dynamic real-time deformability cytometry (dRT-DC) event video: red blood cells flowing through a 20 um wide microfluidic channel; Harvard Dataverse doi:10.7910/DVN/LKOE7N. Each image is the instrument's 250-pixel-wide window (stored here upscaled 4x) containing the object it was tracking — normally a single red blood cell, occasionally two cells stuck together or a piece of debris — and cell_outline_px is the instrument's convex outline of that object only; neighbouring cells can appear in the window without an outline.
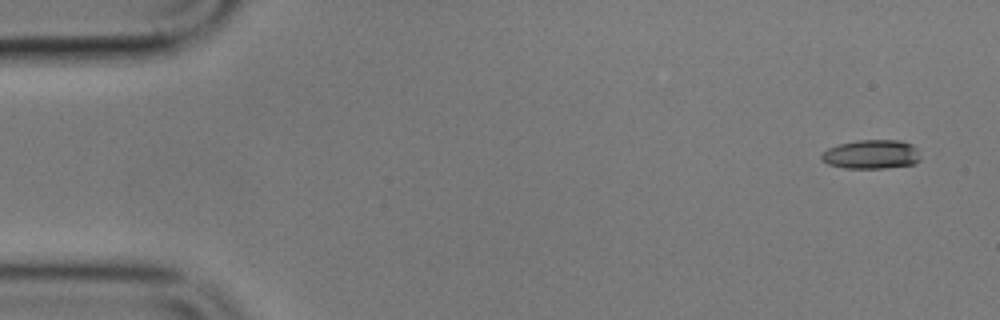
{"species": "common noctule bat (a hibernating species)", "species_latin": "Nyctalus noctula", "temperature_condition": "cold", "stored_images_in_passage": 5, "camera_frame_rate_fps": 3000, "um_per_image_px": 0.085, "animal": {"sex": "male", "body_mass_g": 17.9}, "frame": {"image": 1, "passage_image": 1, "time_ms": 0.0, "image_size_px": [1000, 320], "cell_outline_px": [[920, 160], [912, 164], [884, 168], [844, 168], [828, 164], [820, 160], [820, 152], [828, 148], [840, 144], [856, 140], [900, 140], [912, 144], [916, 148], [920, 156]], "centroid_in_image_um": [74.03, 13.11], "position_along_channel_um": 11.0, "area_um2": 16.88}}
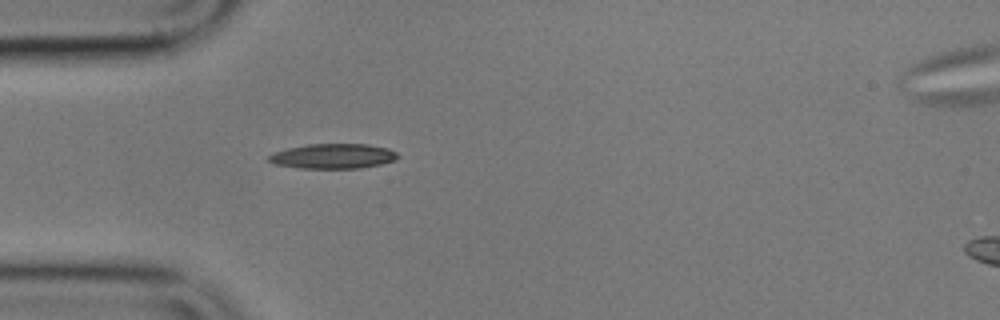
{"frame": {"image": 2, "passage_image": 5, "time_ms": 4.667, "image_size_px": [1000, 320], "cell_outline_px": [[400, 156], [396, 160], [380, 164], [360, 168], [300, 168], [276, 164], [268, 160], [268, 156], [276, 152], [288, 148], [308, 144], [368, 144], [388, 148], [396, 152]], "centroid_in_image_um": [28.36, 13.27], "position_along_channel_um": 56.6, "area_um2": 18.61}}